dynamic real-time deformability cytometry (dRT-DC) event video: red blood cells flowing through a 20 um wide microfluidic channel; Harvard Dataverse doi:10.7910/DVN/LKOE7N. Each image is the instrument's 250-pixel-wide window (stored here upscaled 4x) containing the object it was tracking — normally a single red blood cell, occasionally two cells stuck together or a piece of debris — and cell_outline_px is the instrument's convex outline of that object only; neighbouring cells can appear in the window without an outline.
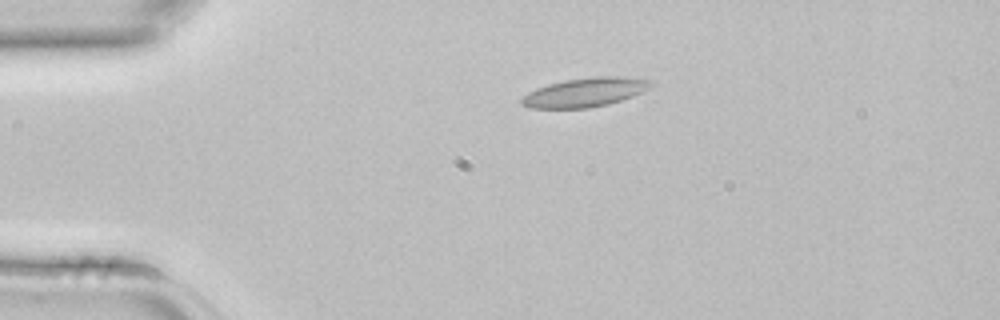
{"species": "common noctule bat (a hibernating species)", "species_latin": "Nyctalus noctula", "temperature_condition": "room temperature", "stored_images_in_passage": 4, "camera_frame_rate_fps": 3000, "um_per_image_px": 0.085, "animal": {"sex": "female", "body_mass_g": 22.7, "forearm_length_mm": 54.2}, "frame": {"image": 1, "passage_image": 3, "time_ms": 0.667, "image_size_px": [1000, 320], "cell_outline_px": [[652, 84], [648, 88], [632, 96], [608, 104], [588, 108], [528, 108], [520, 104], [520, 100], [528, 92], [536, 88], [548, 84], [568, 80], [600, 76], [620, 76], [652, 80]], "centroid_in_image_um": [49.69, 7.85], "position_along_channel_um": 35.3, "area_um2": 21.62}}
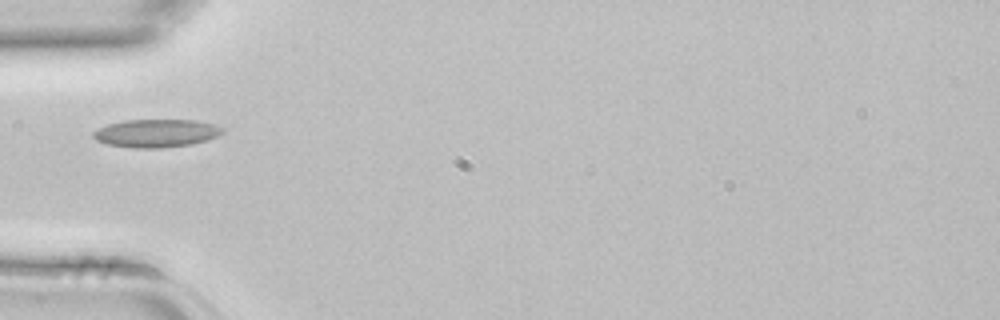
{"frame": {"image": 2, "passage_image": 4, "time_ms": 1.0, "image_size_px": [1000, 320], "cell_outline_px": [[224, 132], [216, 136], [192, 144], [160, 148], [136, 148], [108, 144], [96, 140], [92, 136], [92, 132], [108, 124], [124, 120], [196, 120], [212, 124], [224, 128]], "centroid_in_image_um": [13.26, 11.32], "position_along_channel_um": 71.7, "area_um2": 20.92}}